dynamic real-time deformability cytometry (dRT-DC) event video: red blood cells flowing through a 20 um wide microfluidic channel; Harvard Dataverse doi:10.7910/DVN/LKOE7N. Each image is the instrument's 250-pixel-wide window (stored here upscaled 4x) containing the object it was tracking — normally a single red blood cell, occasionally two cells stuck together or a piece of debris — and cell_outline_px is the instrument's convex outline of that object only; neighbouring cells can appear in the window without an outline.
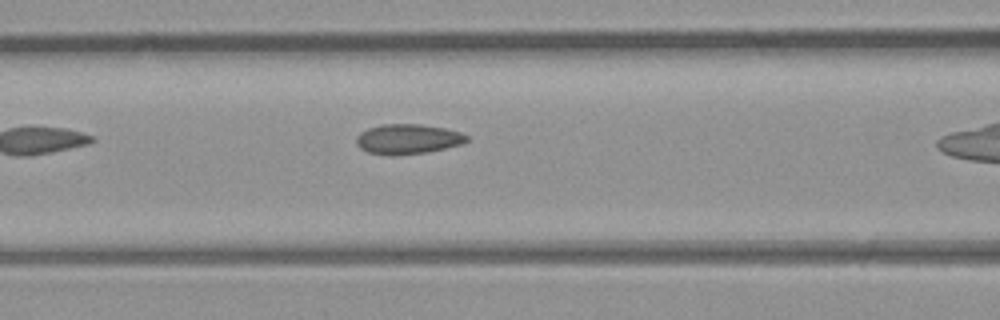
{"species": "common noctule bat (a hibernating species)", "species_latin": "Nyctalus noctula", "temperature_condition": "room temperature", "stored_images_in_passage": 6, "camera_frame_rate_fps": 3000, "um_per_image_px": 0.085, "animal": {"sex": "male", "body_mass_g": 23.1, "forearm_length_mm": 52.7}, "frame": {"image": 1, "passage_image": 5, "time_ms": 1.333, "image_size_px": [1000, 320], "cell_outline_px": [[468, 140], [460, 144], [444, 148], [424, 152], [368, 152], [360, 148], [356, 144], [356, 136], [360, 132], [368, 128], [384, 124], [420, 124], [444, 128], [460, 132], [468, 136]], "centroid_in_image_um": [34.67, 11.76], "position_along_channel_um": 131.9, "area_um2": 18.32}}